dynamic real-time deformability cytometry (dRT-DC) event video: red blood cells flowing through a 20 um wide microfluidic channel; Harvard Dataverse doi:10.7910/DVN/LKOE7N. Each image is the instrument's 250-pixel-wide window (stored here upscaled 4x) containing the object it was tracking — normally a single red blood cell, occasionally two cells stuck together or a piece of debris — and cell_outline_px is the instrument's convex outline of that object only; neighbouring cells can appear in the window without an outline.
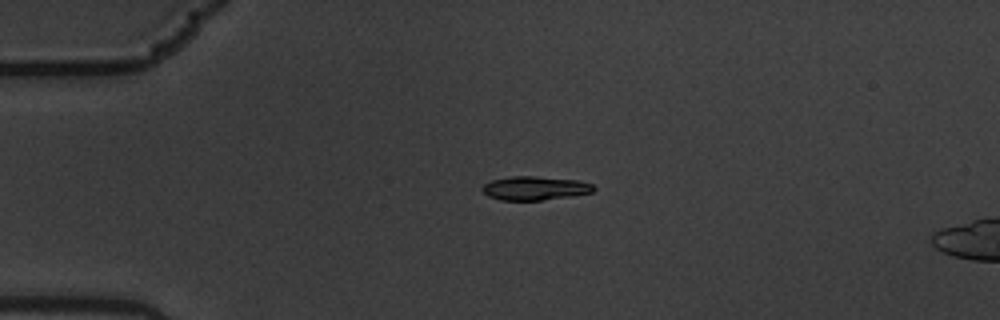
{"species": "common noctule bat (a hibernating species)", "species_latin": "Nyctalus noctula", "temperature_condition": "warm", "stored_images_in_passage": 2, "camera_frame_rate_fps": 3000, "um_per_image_px": 0.085, "animal": {"sex": "male", "body_mass_g": 19.5, "forearm_length_mm": 54.6}, "frame": {"image": 1, "passage_image": 1, "time_ms": 0.0, "image_size_px": [1000, 320], "cell_outline_px": [[596, 188], [592, 192], [572, 196], [540, 200], [500, 200], [488, 196], [480, 188], [484, 184], [492, 180], [512, 176], [536, 176], [580, 180], [592, 184]], "centroid_in_image_um": [45.47, 15.99], "position_along_channel_um": 39.5, "area_um2": 15.49}}